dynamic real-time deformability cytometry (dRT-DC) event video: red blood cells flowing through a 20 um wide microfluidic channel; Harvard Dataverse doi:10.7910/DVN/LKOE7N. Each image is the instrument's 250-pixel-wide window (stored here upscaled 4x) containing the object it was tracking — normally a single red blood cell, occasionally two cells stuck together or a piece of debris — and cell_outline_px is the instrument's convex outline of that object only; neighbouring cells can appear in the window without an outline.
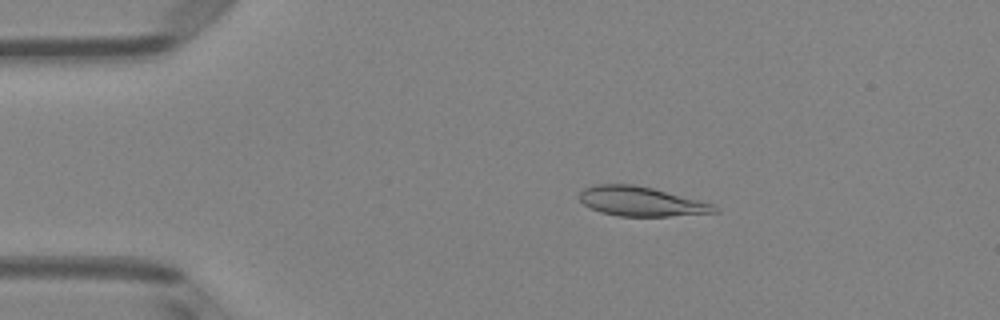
{"species": "Egyptian fruit bat (a non-hibernating species)", "species_latin": "Rousettus aegyptiacus", "temperature_condition": "room temperature", "stored_images_in_passage": 50, "camera_frame_rate_fps": 3000, "um_per_image_px": 0.085, "animal": {"sex": "female"}, "frame": {"image": 1, "passage_image": 9, "time_ms": 2.667, "image_size_px": [1000, 320], "cell_outline_px": [[720, 212], [668, 216], [616, 216], [600, 212], [584, 204], [580, 200], [580, 192], [584, 188], [592, 184], [632, 184], [652, 188], [712, 204], [720, 208]], "centroid_in_image_um": [54.47, 17.12], "position_along_channel_um": 30.5, "area_um2": 23.0}}
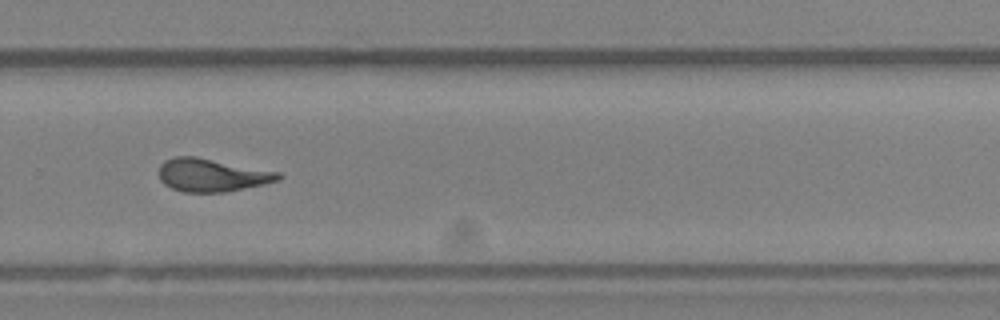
{"frame": {"image": 2, "passage_image": 34, "time_ms": 11.0, "image_size_px": [1000, 320], "cell_outline_px": [[284, 176], [280, 180], [264, 184], [224, 192], [184, 192], [172, 188], [164, 184], [160, 180], [160, 164], [164, 160], [176, 156], [196, 156], [280, 172]], "centroid_in_image_um": [18.02, 14.87], "position_along_channel_um": 311.8, "area_um2": 23.0}}
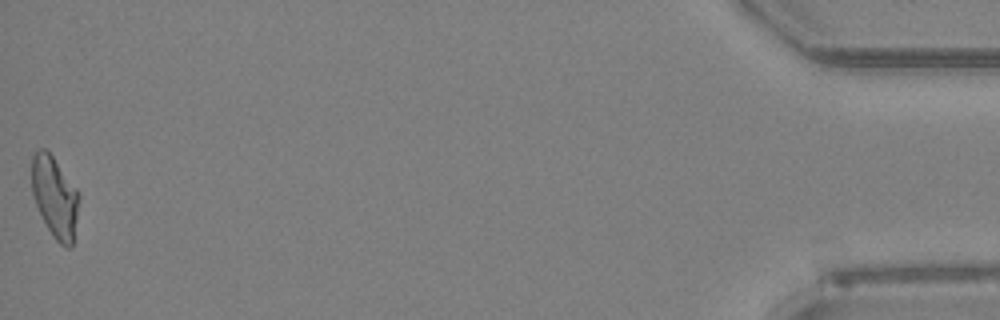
{"frame": {"image": 3, "passage_image": 50, "time_ms": 16.333, "image_size_px": [1000, 320], "cell_outline_px": [[80, 196], [72, 248], [68, 248], [60, 244], [56, 240], [48, 228], [36, 204], [32, 192], [32, 156], [40, 148], [44, 148], [52, 156], [80, 192]], "centroid_in_image_um": [4.68, 16.75], "position_along_channel_um": 430.5, "area_um2": 22.14}, "authors_computed_cell_mechanics": {"area_um2": 22.8888, "velocity_mm_per_s": 4.0182, "shape_relaxation_time_tau1_ms": 5.8991, "shape_relaxation_time_tau2_ms": 2.1369, "deformation_change_tau1": 0.169, "deformation_change_tau2": 0.0884}}